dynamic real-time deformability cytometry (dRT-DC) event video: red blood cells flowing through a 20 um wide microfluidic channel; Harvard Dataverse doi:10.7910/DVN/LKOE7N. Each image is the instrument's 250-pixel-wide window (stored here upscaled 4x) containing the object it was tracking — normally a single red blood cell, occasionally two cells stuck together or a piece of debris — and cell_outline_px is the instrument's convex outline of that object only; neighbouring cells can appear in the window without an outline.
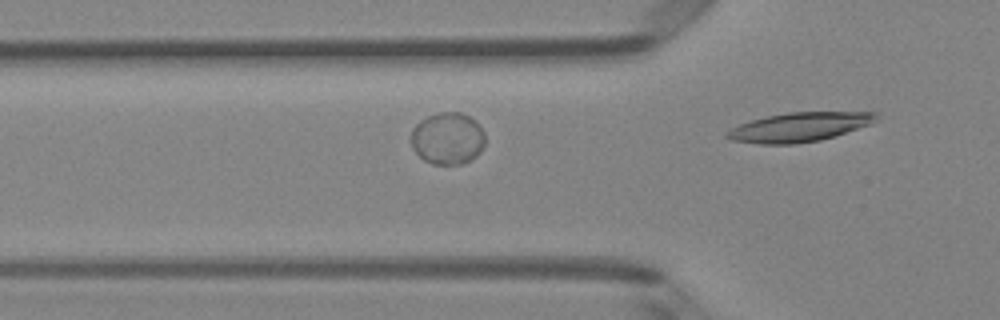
{"species": "Egyptian fruit bat (a non-hibernating species)", "species_latin": "Rousettus aegyptiacus", "temperature_condition": "room temperature", "stored_images_in_passage": 10, "segment_of_instrument_passage": [2, 2], "camera_frame_rate_fps": 3000, "um_per_image_px": 0.085, "animal": {"sex": "female"}, "frame": {"image": 1, "passage_image": 10, "time_ms": 3.0, "image_size_px": [1000, 320], "cell_outline_px": [[880, 120], [836, 136], [820, 140], [796, 144], [760, 144], [732, 140], [724, 136], [724, 132], [740, 124], [752, 120], [768, 116], [788, 112], [876, 112]], "centroid_in_image_um": [67.95, 10.8], "position_along_channel_um": 57.9, "area_um2": 25.37}}